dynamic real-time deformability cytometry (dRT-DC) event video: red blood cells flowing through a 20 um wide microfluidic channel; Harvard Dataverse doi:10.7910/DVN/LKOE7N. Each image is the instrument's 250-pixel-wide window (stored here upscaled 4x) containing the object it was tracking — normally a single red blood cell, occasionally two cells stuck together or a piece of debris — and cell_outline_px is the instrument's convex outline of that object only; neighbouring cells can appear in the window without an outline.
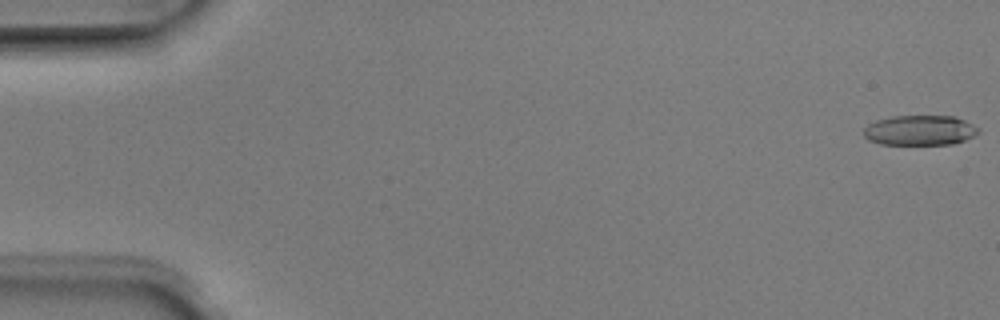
{"species": "Egyptian fruit bat (a non-hibernating species)", "species_latin": "Rousettus aegyptiacus", "temperature_condition": "room temperature", "stored_images_in_passage": 5, "camera_frame_rate_fps": 3000, "um_per_image_px": 0.085, "animal": {"sex": "male"}, "frame": {"image": 1, "passage_image": 1, "time_ms": 0.0, "image_size_px": [1000, 320], "cell_outline_px": [[980, 132], [964, 140], [952, 144], [880, 144], [868, 140], [864, 136], [864, 128], [868, 124], [876, 120], [892, 116], [956, 116], [980, 128]], "centroid_in_image_um": [78.18, 11.07], "position_along_channel_um": 6.8, "area_um2": 20.11}}
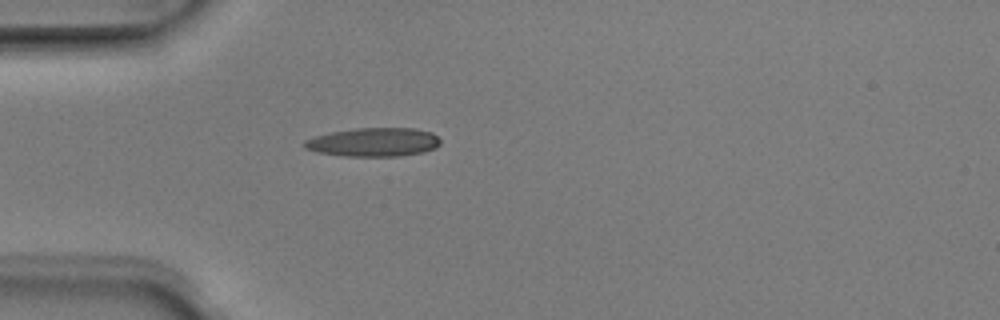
{"frame": {"image": 2, "passage_image": 5, "time_ms": 1.333, "image_size_px": [1000, 320], "cell_outline_px": [[440, 144], [436, 148], [424, 152], [400, 156], [344, 156], [316, 152], [304, 148], [304, 140], [316, 136], [332, 132], [356, 128], [416, 128], [432, 132], [440, 140]], "centroid_in_image_um": [31.78, 12.08], "position_along_channel_um": 53.2, "area_um2": 22.83}}